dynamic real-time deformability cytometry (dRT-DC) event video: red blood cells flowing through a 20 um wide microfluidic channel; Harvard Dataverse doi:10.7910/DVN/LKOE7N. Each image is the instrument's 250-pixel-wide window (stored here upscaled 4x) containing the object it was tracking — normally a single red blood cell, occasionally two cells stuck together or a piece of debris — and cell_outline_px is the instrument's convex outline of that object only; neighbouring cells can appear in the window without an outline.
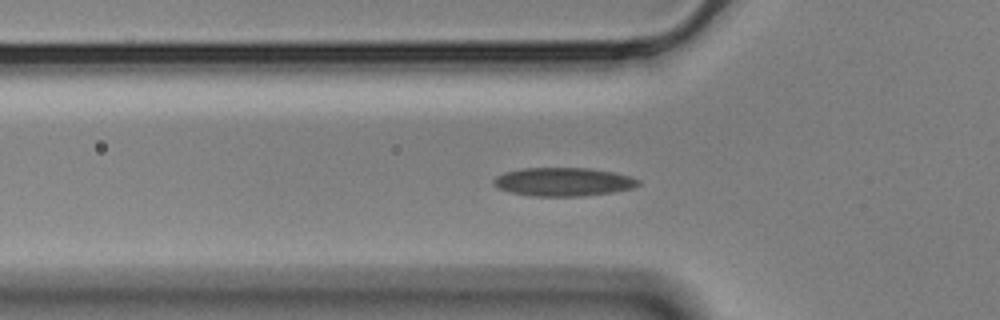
{"species": "Egyptian fruit bat (a non-hibernating species)", "species_latin": "Rousettus aegyptiacus", "temperature_condition": "cold", "stored_images_in_passage": 6, "camera_frame_rate_fps": 3000, "um_per_image_px": 0.085, "animal": {"sex": "male"}, "frame": {"image": 1, "passage_image": 3, "time_ms": 0.667, "image_size_px": [1000, 320], "cell_outline_px": [[640, 184], [632, 188], [612, 192], [580, 196], [532, 196], [512, 192], [500, 188], [492, 184], [492, 180], [496, 176], [504, 172], [524, 168], [588, 168], [612, 172], [628, 176], [640, 180]], "centroid_in_image_um": [47.86, 15.45], "position_along_channel_um": 77.9, "area_um2": 23.81}}
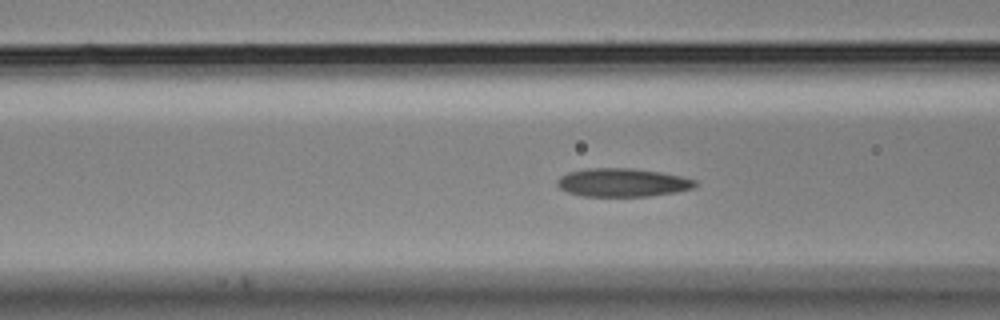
{"frame": {"image": 2, "passage_image": 6, "time_ms": 1.667, "image_size_px": [1000, 320], "cell_outline_px": [[696, 184], [692, 188], [676, 192], [648, 196], [580, 196], [568, 192], [560, 188], [556, 184], [556, 180], [560, 176], [568, 172], [588, 168], [632, 168], [660, 172], [680, 176], [696, 180]], "centroid_in_image_um": [52.87, 15.51], "position_along_channel_um": 113.7, "area_um2": 22.77}}